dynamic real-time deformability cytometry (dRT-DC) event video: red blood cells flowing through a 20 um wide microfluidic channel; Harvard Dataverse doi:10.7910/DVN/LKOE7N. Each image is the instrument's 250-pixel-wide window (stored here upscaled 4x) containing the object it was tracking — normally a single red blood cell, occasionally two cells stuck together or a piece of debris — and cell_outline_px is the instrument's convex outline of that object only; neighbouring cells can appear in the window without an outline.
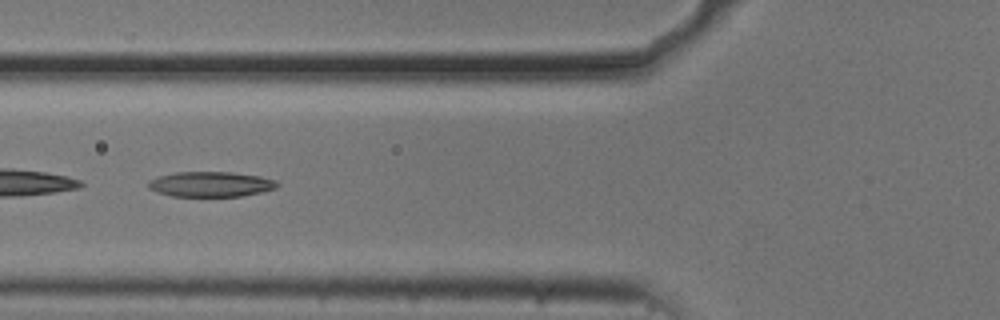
{"species": "common noctule bat (a hibernating species)", "species_latin": "Nyctalus noctula", "temperature_condition": "cold", "stored_images_in_passage": 45, "camera_frame_rate_fps": 3000, "um_per_image_px": 0.085, "animal": {"sex": "male", "body_mass_g": 20.5, "forearm_length_mm": 52.5}, "frame": {"image": 1, "passage_image": 14, "time_ms": 4.333, "image_size_px": [1000, 320], "cell_outline_px": [[280, 184], [276, 188], [244, 196], [172, 196], [156, 192], [148, 188], [148, 180], [156, 176], [176, 172], [232, 172], [260, 176], [276, 180]], "centroid_in_image_um": [17.89, 15.65], "position_along_channel_um": 107.9, "area_um2": 19.07}, "authors_computed_cell_mechanics": {"area_um2": 19.5364, "velocity_mm_per_s": 3.7161, "shape_relaxation_time_tau1_ms": 6.9547, "shape_relaxation_time_tau2_ms": 2.4843, "deformation_change_tau1": 0.2012, "deformation_change_tau2": 0.1072}}